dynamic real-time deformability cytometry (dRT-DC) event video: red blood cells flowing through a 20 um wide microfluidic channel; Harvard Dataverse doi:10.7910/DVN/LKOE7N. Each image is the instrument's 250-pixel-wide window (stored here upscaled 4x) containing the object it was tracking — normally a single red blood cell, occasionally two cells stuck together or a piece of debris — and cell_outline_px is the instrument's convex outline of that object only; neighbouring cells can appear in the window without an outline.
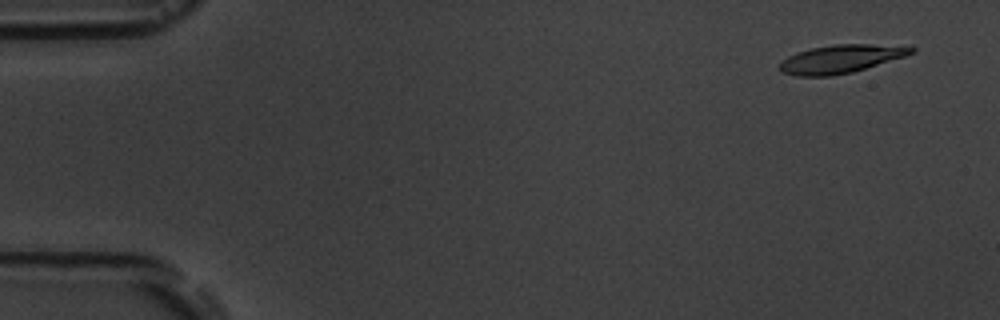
{"species": "common noctule bat (a hibernating species)", "species_latin": "Nyctalus noctula", "temperature_condition": "room temperature", "stored_images_in_passage": 5, "camera_frame_rate_fps": 3000, "um_per_image_px": 0.085, "animal": {"sex": "male", "body_mass_g": 19.5, "forearm_length_mm": 54.6}, "frame": {"image": 1, "passage_image": 1, "time_ms": 0.0, "image_size_px": [1000, 320], "cell_outline_px": [[916, 52], [904, 56], [852, 72], [832, 76], [796, 76], [780, 72], [780, 64], [788, 56], [796, 52], [812, 48], [836, 44], [868, 44], [916, 48]], "centroid_in_image_um": [71.41, 5.02], "position_along_channel_um": 13.6, "area_um2": 21.27}}
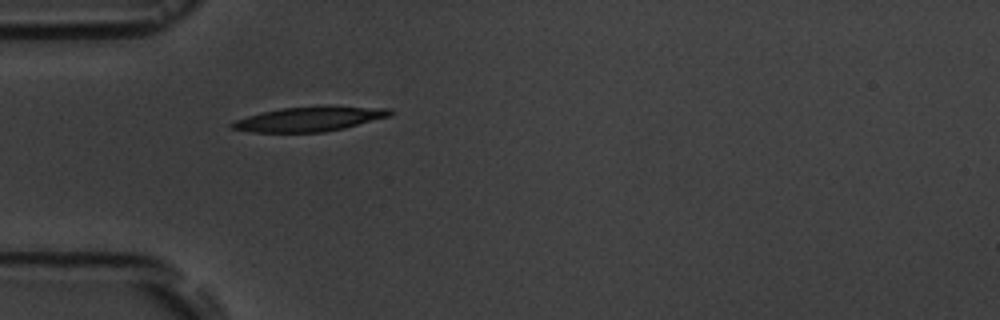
{"frame": {"image": 2, "passage_image": 5, "time_ms": 4.333, "image_size_px": [1000, 320], "cell_outline_px": [[392, 116], [344, 128], [324, 132], [252, 132], [232, 128], [228, 124], [236, 120], [260, 112], [280, 108], [392, 108]], "centroid_in_image_um": [26.25, 10.15], "position_along_channel_um": 58.8, "area_um2": 21.73}}